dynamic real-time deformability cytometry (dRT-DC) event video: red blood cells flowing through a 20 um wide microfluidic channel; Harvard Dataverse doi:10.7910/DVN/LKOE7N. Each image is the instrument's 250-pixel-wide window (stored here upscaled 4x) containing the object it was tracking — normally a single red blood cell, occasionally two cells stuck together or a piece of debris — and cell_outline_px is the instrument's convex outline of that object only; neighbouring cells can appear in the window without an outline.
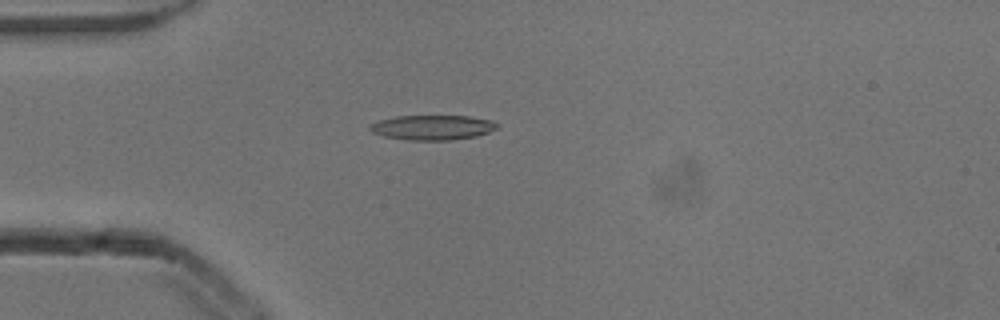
{"species": "common noctule bat (a hibernating species)", "species_latin": "Nyctalus noctula", "temperature_condition": "cold", "stored_images_in_passage": 6, "camera_frame_rate_fps": 3000, "um_per_image_px": 0.085, "animal": {"sex": "male", "body_mass_g": 13.3}, "frame": {"image": 1, "passage_image": 5, "time_ms": 1.333, "image_size_px": [1000, 320], "cell_outline_px": [[500, 124], [496, 128], [488, 132], [476, 136], [452, 140], [408, 140], [384, 136], [372, 132], [368, 128], [372, 124], [380, 120], [396, 116], [468, 116], [492, 120]], "centroid_in_image_um": [36.78, 10.83], "position_along_channel_um": 48.2, "area_um2": 18.32}}